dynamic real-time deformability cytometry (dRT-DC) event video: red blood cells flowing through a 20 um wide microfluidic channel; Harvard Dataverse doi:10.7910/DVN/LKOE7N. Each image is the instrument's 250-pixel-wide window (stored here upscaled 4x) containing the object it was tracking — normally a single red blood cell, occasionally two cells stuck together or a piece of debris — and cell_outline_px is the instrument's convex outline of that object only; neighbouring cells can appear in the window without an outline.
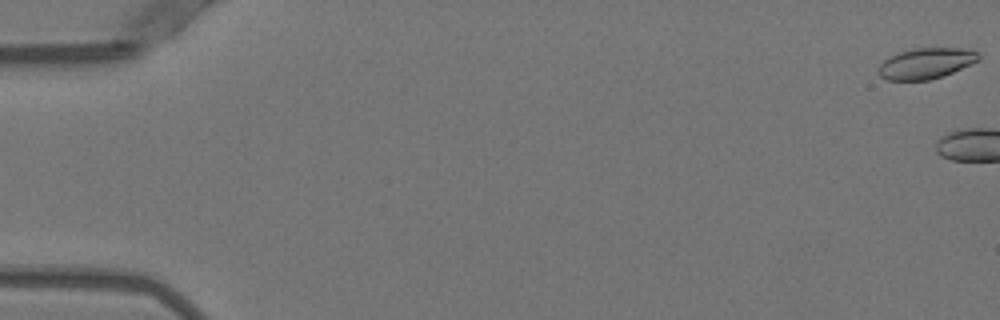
{"species": "Egyptian fruit bat (a non-hibernating species)", "species_latin": "Rousettus aegyptiacus", "temperature_condition": "warm", "stored_images_in_passage": 4, "camera_frame_rate_fps": 3000, "um_per_image_px": 0.085, "animal": {"sex": "female"}, "frame": {"image": 1, "passage_image": 1, "time_ms": 0.0, "image_size_px": [1000, 320], "cell_outline_px": [[980, 56], [976, 60], [944, 76], [928, 80], [888, 80], [880, 76], [880, 64], [888, 56], [900, 52], [916, 48], [960, 48], [976, 52]], "centroid_in_image_um": [78.66, 5.39], "position_along_channel_um": 6.3, "area_um2": 17.51}}